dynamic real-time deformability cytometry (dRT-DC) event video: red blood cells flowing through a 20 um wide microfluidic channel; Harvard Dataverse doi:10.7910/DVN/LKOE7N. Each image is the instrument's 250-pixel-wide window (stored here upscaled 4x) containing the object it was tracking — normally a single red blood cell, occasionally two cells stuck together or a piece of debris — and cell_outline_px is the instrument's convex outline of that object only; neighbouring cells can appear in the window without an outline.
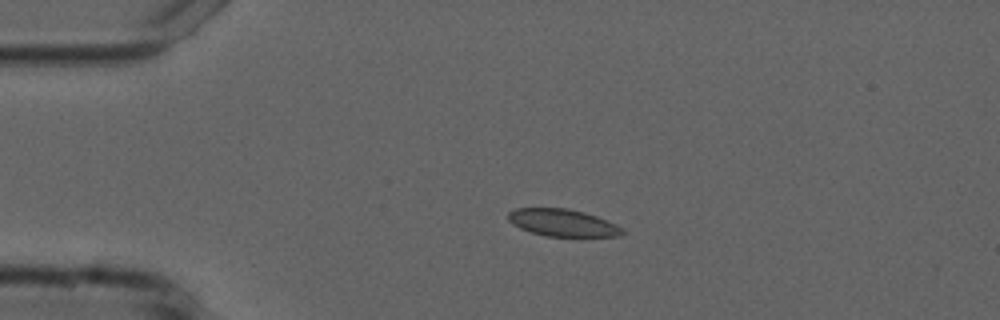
{"species": "common noctule bat (a hibernating species)", "species_latin": "Nyctalus noctula", "temperature_condition": "cold", "stored_images_in_passage": 43, "camera_frame_rate_fps": 3000, "um_per_image_px": 0.085, "animal": {"sex": "male", "forearm_length_mm": 52.5}, "frame": {"image": 1, "passage_image": 1, "time_ms": 0.0, "image_size_px": [1000, 320], "cell_outline_px": [[624, 232], [620, 236], [580, 240], [544, 236], [520, 228], [512, 224], [508, 220], [508, 212], [516, 208], [568, 208], [584, 212], [596, 216], [616, 224]], "centroid_in_image_um": [47.88, 19.0], "position_along_channel_um": 37.1, "area_um2": 19.07}}
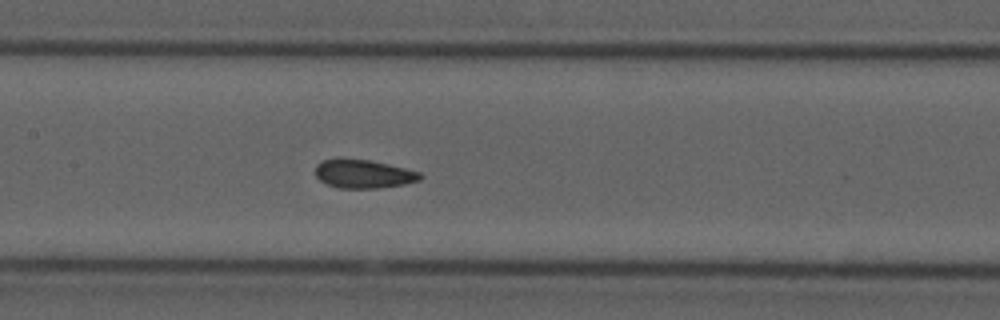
{"frame": {"image": 2, "passage_image": 15, "time_ms": 4.667, "image_size_px": [1000, 320], "cell_outline_px": [[424, 176], [420, 180], [404, 184], [380, 188], [340, 188], [328, 184], [320, 180], [316, 176], [316, 164], [324, 160], [340, 156], [368, 160], [388, 164], [420, 172]], "centroid_in_image_um": [30.88, 14.76], "position_along_channel_um": 176.5, "area_um2": 17.69}}
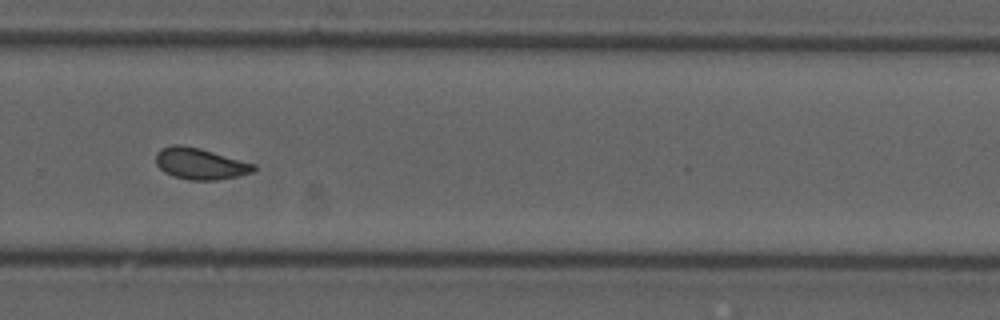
{"frame": {"image": 3, "passage_image": 26, "time_ms": 8.333, "image_size_px": [1000, 320], "cell_outline_px": [[256, 168], [252, 172], [236, 176], [216, 180], [188, 180], [172, 176], [164, 172], [156, 164], [156, 152], [160, 148], [172, 144], [180, 144], [200, 148], [256, 164]], "centroid_in_image_um": [16.97, 13.9], "position_along_channel_um": 312.8, "area_um2": 17.98}, "authors_computed_cell_mechanics": {"area_um2": 17.6868, "velocity_mm_per_s": 3.73, "shape_relaxation_time_tau1_ms": null, "shape_relaxation_time_tau2_ms": 1.1587, "deformation_change_tau1": null, "deformation_change_tau2": 0.0498}}